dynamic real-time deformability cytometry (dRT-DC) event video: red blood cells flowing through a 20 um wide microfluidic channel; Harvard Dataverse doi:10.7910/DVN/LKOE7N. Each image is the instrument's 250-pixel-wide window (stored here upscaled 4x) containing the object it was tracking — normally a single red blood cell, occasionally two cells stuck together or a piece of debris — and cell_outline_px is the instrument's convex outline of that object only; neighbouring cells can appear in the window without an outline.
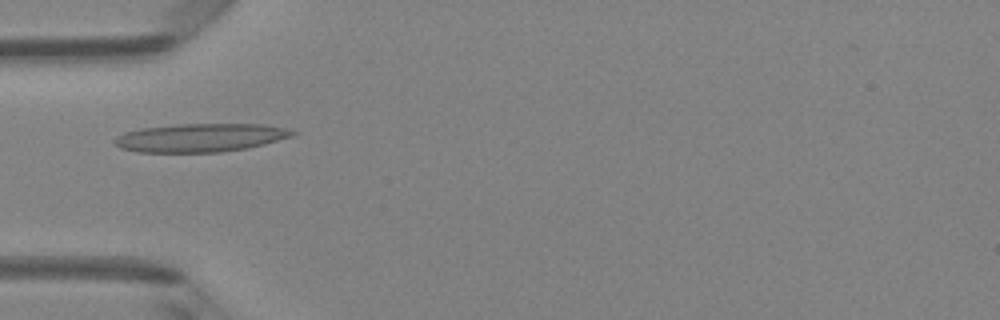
{"species": "Egyptian fruit bat (a non-hibernating species)", "species_latin": "Rousettus aegyptiacus", "temperature_condition": "room temperature", "stored_images_in_passage": 5, "camera_frame_rate_fps": 3000, "um_per_image_px": 0.085, "animal": {"sex": "female"}, "frame": {"image": 1, "passage_image": 4, "time_ms": 1.0, "image_size_px": [1000, 320], "cell_outline_px": [[296, 132], [292, 136], [264, 144], [248, 148], [220, 152], [136, 152], [120, 148], [112, 140], [116, 136], [124, 132], [140, 128], [180, 124], [260, 124], [284, 128]], "centroid_in_image_um": [16.97, 11.71], "position_along_channel_um": 68.0, "area_um2": 29.36}}
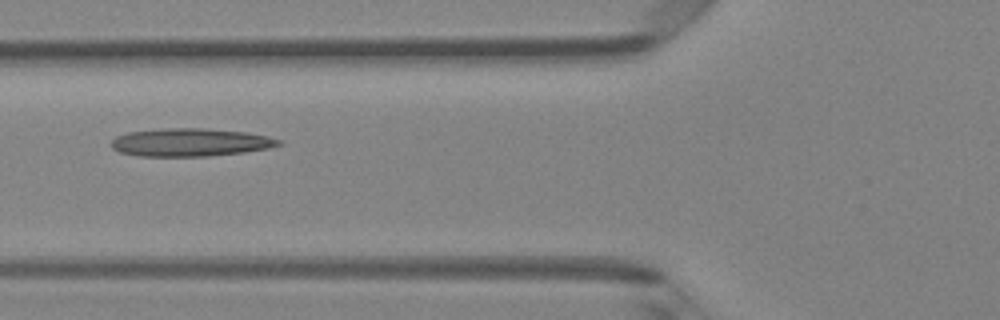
{"frame": {"image": 2, "passage_image": 5, "time_ms": 1.333, "image_size_px": [1000, 320], "cell_outline_px": [[284, 144], [268, 148], [244, 152], [208, 156], [136, 156], [120, 152], [112, 148], [112, 140], [116, 136], [128, 132], [160, 128], [204, 128], [248, 132], [268, 136], [284, 140]], "centroid_in_image_um": [16.22, 12.09], "position_along_channel_um": 109.6, "area_um2": 27.57}}